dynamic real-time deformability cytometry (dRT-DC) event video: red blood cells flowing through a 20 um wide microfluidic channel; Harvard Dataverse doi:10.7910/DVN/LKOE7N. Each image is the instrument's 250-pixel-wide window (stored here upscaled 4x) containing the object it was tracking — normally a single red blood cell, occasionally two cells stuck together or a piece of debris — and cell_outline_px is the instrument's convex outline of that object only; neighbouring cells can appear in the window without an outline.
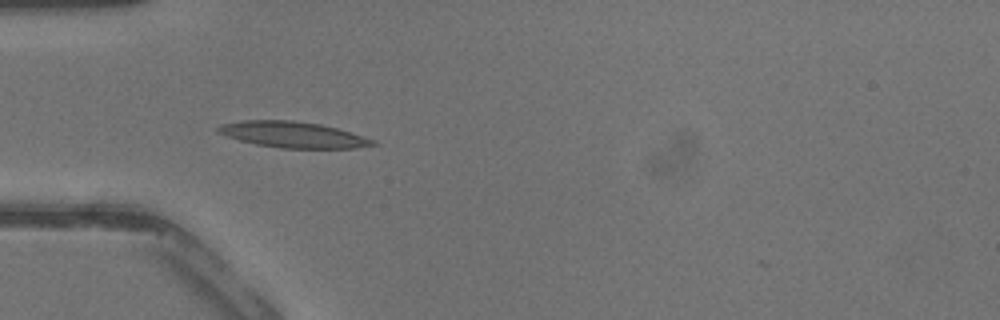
{"species": "common noctule bat (a hibernating species)", "species_latin": "Nyctalus noctula", "temperature_condition": "warm", "stored_images_in_passage": 29, "camera_frame_rate_fps": 3000, "um_per_image_px": 0.085, "animal": {"sex": "male", "body_mass_g": 13.3}, "frame": {"image": 1, "passage_image": 1, "time_ms": 0.0, "image_size_px": [1000, 320], "cell_outline_px": [[380, 144], [356, 148], [280, 148], [256, 144], [240, 140], [216, 132], [216, 128], [220, 124], [244, 120], [292, 120], [320, 124], [336, 128], [376, 140]], "centroid_in_image_um": [24.91, 11.44], "position_along_channel_um": 60.1, "area_um2": 23.41}}
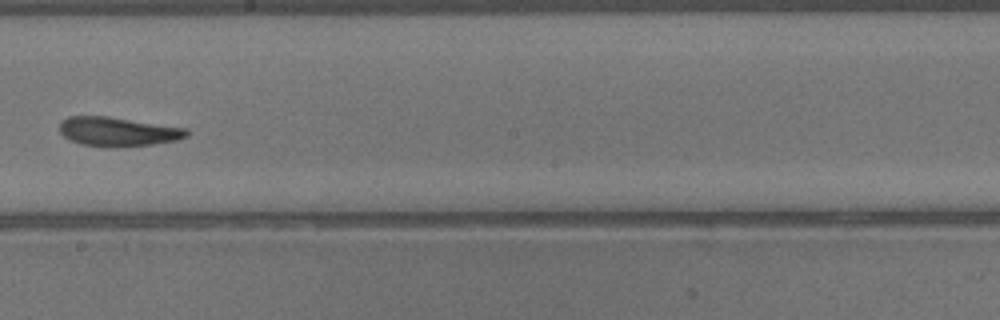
{"frame": {"image": 2, "passage_image": 12, "time_ms": 3.667, "image_size_px": [1000, 320], "cell_outline_px": [[188, 136], [176, 140], [152, 144], [116, 148], [108, 148], [80, 144], [68, 140], [60, 132], [60, 120], [68, 116], [108, 116], [188, 128]], "centroid_in_image_um": [9.99, 11.19], "position_along_channel_um": 238.2, "area_um2": 21.96}}
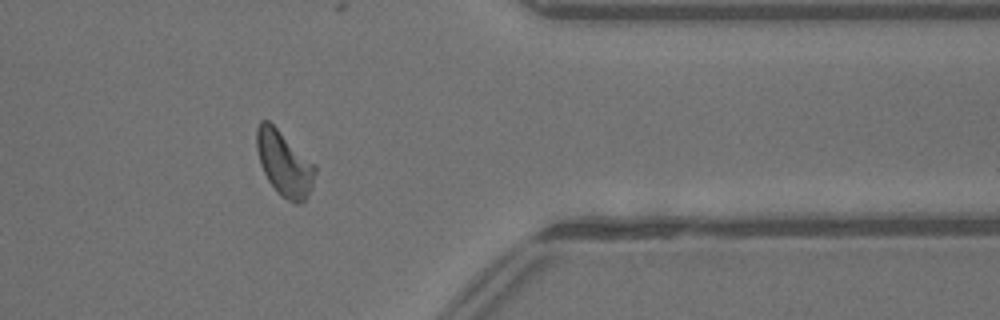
{"frame": {"image": 3, "passage_image": 22, "time_ms": 7.0, "image_size_px": [1000, 320], "cell_outline_px": [[316, 172], [312, 188], [308, 196], [300, 204], [296, 204], [280, 196], [268, 180], [260, 164], [256, 148], [256, 128], [260, 120], [268, 120], [316, 164]], "centroid_in_image_um": [24.17, 13.9], "position_along_channel_um": 387.2, "area_um2": 22.31}}